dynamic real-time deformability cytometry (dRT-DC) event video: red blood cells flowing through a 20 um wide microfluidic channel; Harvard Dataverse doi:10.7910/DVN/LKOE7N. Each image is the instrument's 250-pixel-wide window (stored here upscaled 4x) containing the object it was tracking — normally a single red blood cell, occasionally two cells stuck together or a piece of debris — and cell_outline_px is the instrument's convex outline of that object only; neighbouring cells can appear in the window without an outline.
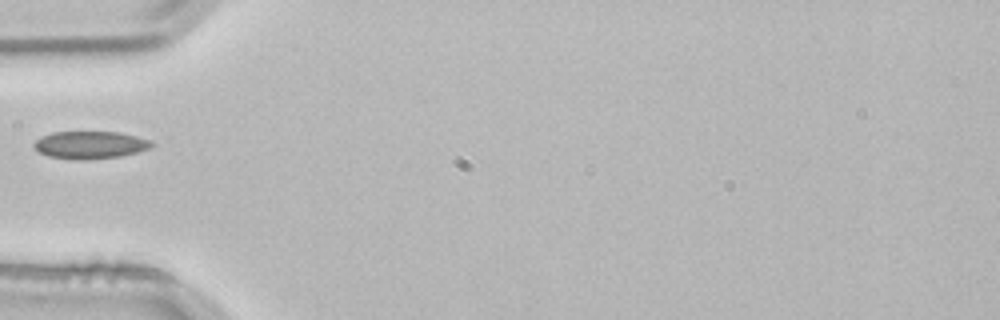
{"species": "common noctule bat (a hibernating species)", "species_latin": "Nyctalus noctula", "temperature_condition": "room temperature", "stored_images_in_passage": 1, "camera_frame_rate_fps": 3000, "um_per_image_px": 0.085, "animal": {"sex": "male", "body_mass_g": 21.5, "forearm_length_mm": 52.0}, "frame": {"image": 1, "passage_image": 1, "time_ms": 0.0, "image_size_px": [1000, 320], "cell_outline_px": [[156, 144], [148, 148], [136, 152], [120, 156], [84, 160], [76, 160], [48, 156], [40, 152], [32, 144], [36, 140], [52, 132], [120, 132], [152, 140]], "centroid_in_image_um": [7.69, 12.32], "position_along_channel_um": 77.3, "area_um2": 18.79}}